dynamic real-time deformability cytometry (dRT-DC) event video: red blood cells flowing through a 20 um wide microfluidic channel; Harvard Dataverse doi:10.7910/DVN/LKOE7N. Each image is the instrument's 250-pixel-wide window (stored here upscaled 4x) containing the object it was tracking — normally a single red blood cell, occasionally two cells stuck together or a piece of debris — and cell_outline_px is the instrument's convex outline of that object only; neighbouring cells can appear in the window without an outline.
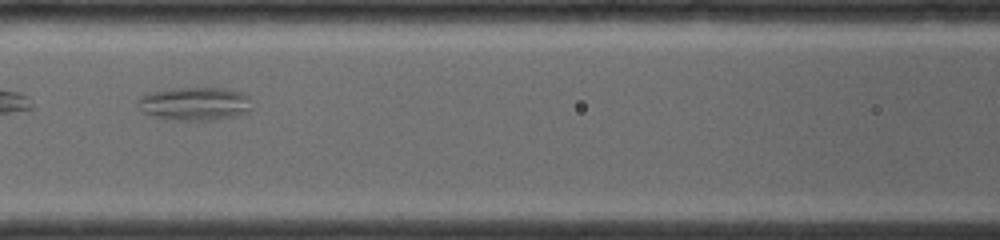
{"species": "common noctule bat (a hibernating species)", "species_latin": "Nyctalus noctula", "temperature_condition": "room temperature", "stored_images_in_passage": 17, "camera_frame_rate_fps": 4000, "um_per_image_px": 0.085, "animal": {"sex": "female", "body_mass_g": 19.0, "forearm_length_mm": 56.7}, "frame": {"image": 1, "passage_image": 10, "time_ms": 2.25, "image_size_px": [1000, 240], "cell_outline_px": [[252, 108], [248, 112], [236, 116], [212, 120], [176, 120], [156, 116], [144, 112], [136, 104], [140, 96], [152, 92], [172, 88], [224, 88], [240, 92], [248, 96]], "centroid_in_image_um": [16.58, 8.81], "position_along_channel_um": 150.0, "area_um2": 22.02}}